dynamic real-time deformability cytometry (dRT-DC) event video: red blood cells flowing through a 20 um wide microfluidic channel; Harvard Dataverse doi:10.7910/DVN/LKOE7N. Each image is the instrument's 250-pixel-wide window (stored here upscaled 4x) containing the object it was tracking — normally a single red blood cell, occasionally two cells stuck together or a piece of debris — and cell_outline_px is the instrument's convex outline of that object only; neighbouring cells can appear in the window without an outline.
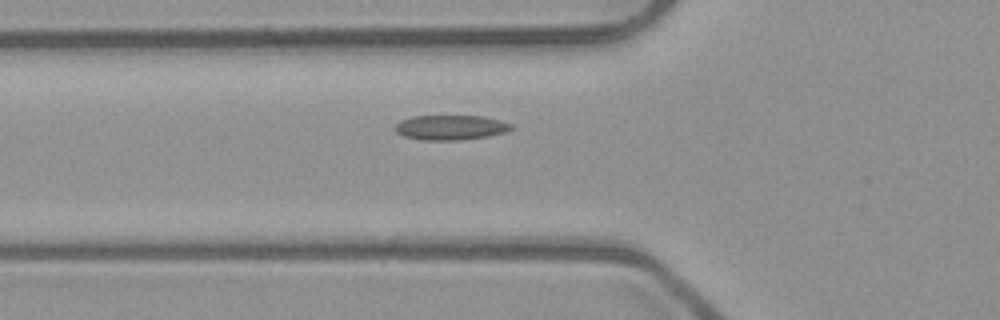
{"species": "common noctule bat (a hibernating species)", "species_latin": "Nyctalus noctula", "temperature_condition": "room temperature", "stored_images_in_passage": 5, "camera_frame_rate_fps": 3000, "um_per_image_px": 0.085, "animal": {"sex": "male", "body_mass_g": 23.1, "forearm_length_mm": 52.7}, "frame": {"image": 1, "passage_image": 5, "time_ms": 1.333, "image_size_px": [1000, 320], "cell_outline_px": [[512, 128], [504, 132], [488, 136], [456, 140], [424, 140], [404, 136], [396, 132], [396, 124], [400, 120], [412, 116], [484, 116], [500, 120], [512, 124]], "centroid_in_image_um": [38.29, 10.82], "position_along_channel_um": 87.5, "area_um2": 16.65}}